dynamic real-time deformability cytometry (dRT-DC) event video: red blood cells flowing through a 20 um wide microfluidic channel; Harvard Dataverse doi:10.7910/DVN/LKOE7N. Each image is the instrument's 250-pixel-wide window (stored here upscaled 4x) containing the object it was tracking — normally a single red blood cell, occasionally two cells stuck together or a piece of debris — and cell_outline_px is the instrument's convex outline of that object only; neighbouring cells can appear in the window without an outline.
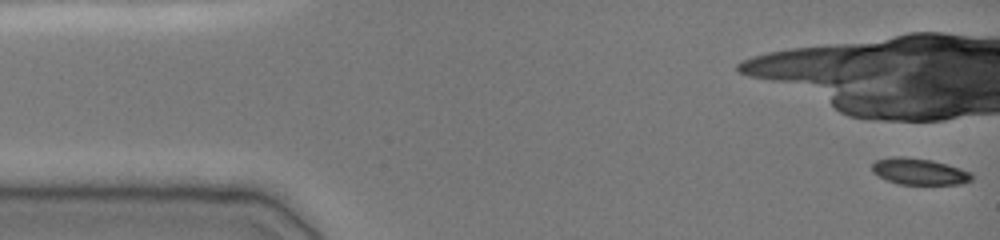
{"species": "common noctule bat (a hibernating species)", "species_latin": "Nyctalus noctula", "temperature_condition": "cold", "stored_images_in_passage": 13, "camera_frame_rate_fps": 3000, "um_per_image_px": 0.085, "animal": {"sex": "female", "body_mass_g": 19.0, "forearm_length_mm": 51.5}, "frame": {"image": 1, "passage_image": 1, "time_ms": 0.0, "image_size_px": [1000, 240], "cell_outline_px": [[972, 180], [960, 184], [900, 184], [888, 180], [872, 172], [872, 164], [876, 160], [896, 156], [900, 156], [932, 160], [960, 168], [972, 172]], "centroid_in_image_um": [78.15, 14.57], "position_along_channel_um": 6.8, "area_um2": 15.2}}